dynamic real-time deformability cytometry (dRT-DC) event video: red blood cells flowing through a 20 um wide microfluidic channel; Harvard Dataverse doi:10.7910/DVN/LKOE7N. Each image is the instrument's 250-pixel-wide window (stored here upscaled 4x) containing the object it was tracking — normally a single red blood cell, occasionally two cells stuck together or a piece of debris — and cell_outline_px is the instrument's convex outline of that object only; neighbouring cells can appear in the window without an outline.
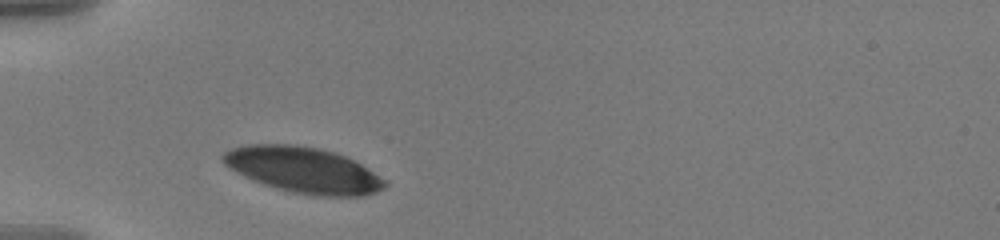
{"species": "human", "species_latin": "Homo sapiens", "temperature_condition": "warm", "stored_images_in_passage": 32, "camera_frame_rate_fps": 3000, "um_per_image_px": 0.085, "donor": {"sex": "male"}, "frame": {"image": 1, "passage_image": 1, "time_ms": 0.0, "image_size_px": [1000, 240], "cell_outline_px": [[388, 184], [384, 188], [376, 192], [364, 196], [312, 196], [292, 192], [276, 188], [264, 184], [244, 176], [228, 168], [220, 160], [220, 156], [224, 152], [232, 148], [248, 144], [296, 144], [320, 148], [344, 156], [360, 164], [388, 180]], "centroid_in_image_um": [25.77, 14.45], "position_along_channel_um": 59.2, "area_um2": 43.41}}
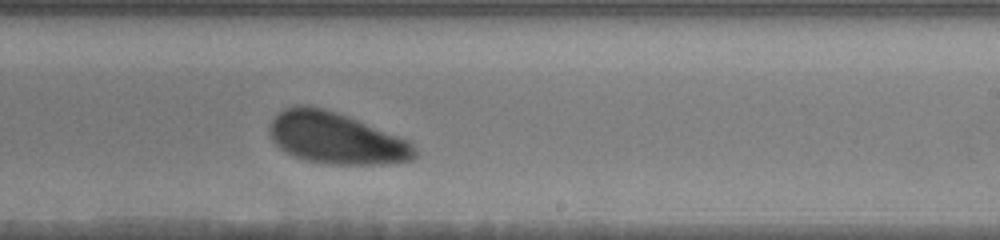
{"frame": {"image": 2, "passage_image": 19, "time_ms": 6.0, "image_size_px": [1000, 240], "cell_outline_px": [[416, 156], [412, 160], [380, 164], [328, 164], [304, 160], [292, 156], [280, 148], [272, 140], [268, 132], [268, 128], [272, 120], [284, 108], [296, 104], [304, 104], [324, 108], [348, 116], [408, 140], [412, 144], [416, 152]], "centroid_in_image_um": [28.51, 11.74], "position_along_channel_um": 260.5, "area_um2": 43.58}}
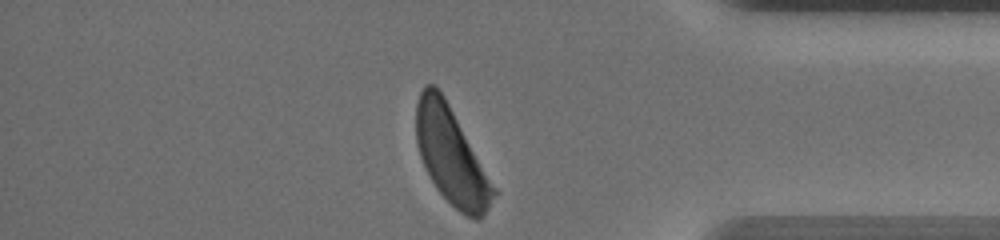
{"frame": {"image": 3, "passage_image": 32, "time_ms": 10.333, "image_size_px": [1000, 240], "cell_outline_px": [[500, 192], [484, 216], [480, 220], [476, 220], [464, 216], [436, 188], [420, 156], [416, 144], [416, 104], [420, 92], [424, 84], [432, 84], [444, 96]], "centroid_in_image_um": [38.41, 13.3], "position_along_channel_um": 396.8, "area_um2": 43.93}, "authors_computed_cell_mechanics": {"area_um2": 44.4482, "velocity_mm_per_s": 3.5351, "shape_relaxation_time_tau1_ms": 2.2204, "shape_relaxation_time_tau2_ms": null, "deformation_change_tau1": 0.1135, "deformation_change_tau2": null}}